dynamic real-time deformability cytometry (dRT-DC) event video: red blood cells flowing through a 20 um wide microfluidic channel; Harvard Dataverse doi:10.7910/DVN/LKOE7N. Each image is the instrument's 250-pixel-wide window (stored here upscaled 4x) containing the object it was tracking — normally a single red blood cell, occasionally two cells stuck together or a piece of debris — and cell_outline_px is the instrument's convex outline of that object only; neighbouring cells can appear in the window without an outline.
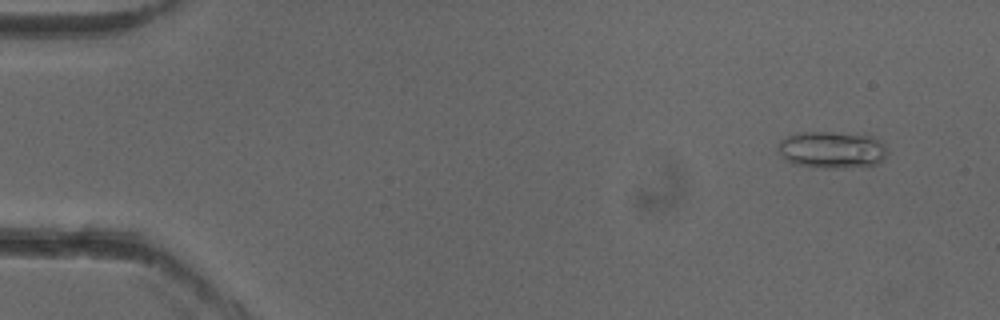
{"species": "common noctule bat (a hibernating species)", "species_latin": "Nyctalus noctula", "temperature_condition": "cold", "stored_images_in_passage": 52, "camera_frame_rate_fps": 3000, "um_per_image_px": 0.085, "animal": {"sex": "female"}, "frame": {"image": 1, "passage_image": 4, "time_ms": 1.0, "image_size_px": [1000, 320], "cell_outline_px": [[888, 152], [876, 164], [864, 168], [812, 168], [796, 164], [780, 156], [776, 148], [780, 140], [788, 136], [800, 132], [828, 132], [872, 136], [880, 140], [884, 144]], "centroid_in_image_um": [70.7, 12.76], "position_along_channel_um": 14.3, "area_um2": 23.87}}
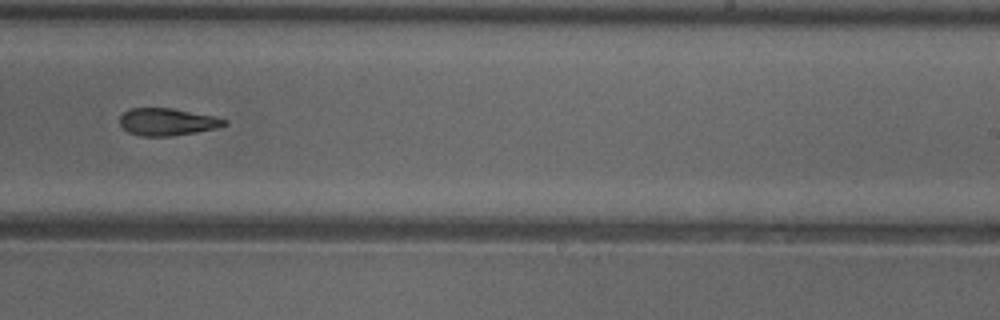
{"frame": {"image": 2, "passage_image": 33, "time_ms": 10.667, "image_size_px": [1000, 320], "cell_outline_px": [[228, 124], [216, 128], [196, 132], [168, 136], [140, 136], [128, 132], [120, 124], [120, 116], [124, 112], [132, 108], [172, 108], [216, 116], [228, 120]], "centroid_in_image_um": [14.24, 10.35], "position_along_channel_um": 274.8, "area_um2": 16.65}}
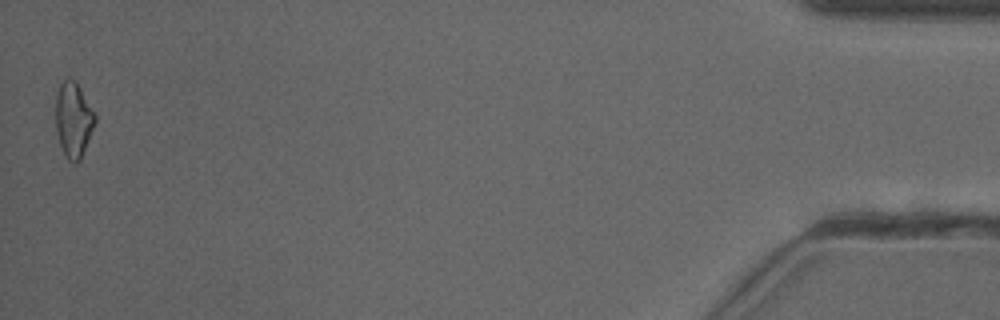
{"frame": {"image": 3, "passage_image": 52, "time_ms": 17.0, "image_size_px": [1000, 320], "cell_outline_px": [[96, 124], [80, 160], [76, 164], [68, 160], [60, 144], [56, 132], [56, 92], [60, 84], [68, 76], [76, 84], [96, 116]], "centroid_in_image_um": [6.23, 10.22], "position_along_channel_um": 429.0, "area_um2": 16.99}, "authors_computed_cell_mechanics": {"area_um2": 17.4556, "velocity_mm_per_s": 3.9378, "shape_relaxation_time_tau1_ms": 6.9134, "shape_relaxation_time_tau2_ms": 10.2304, "deformation_change_tau1": 0.1419, "deformation_change_tau2": 0.243}}